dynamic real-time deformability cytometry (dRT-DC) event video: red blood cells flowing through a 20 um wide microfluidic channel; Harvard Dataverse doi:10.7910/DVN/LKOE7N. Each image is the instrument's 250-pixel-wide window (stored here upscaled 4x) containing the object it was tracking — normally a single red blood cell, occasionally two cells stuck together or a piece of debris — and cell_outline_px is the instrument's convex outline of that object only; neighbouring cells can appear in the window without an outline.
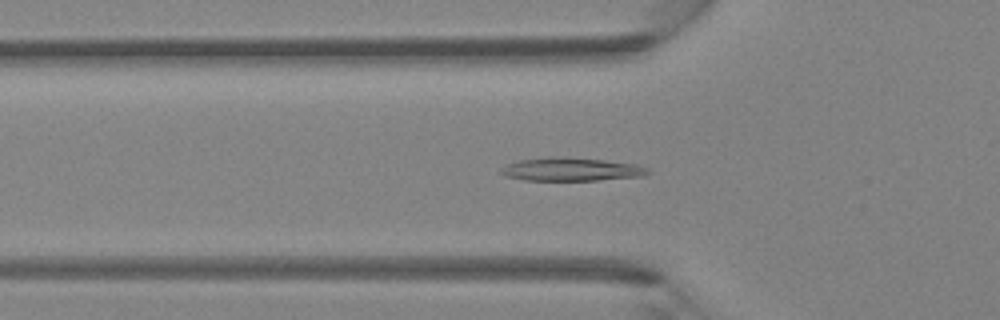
{"species": "Egyptian fruit bat (a non-hibernating species)", "species_latin": "Rousettus aegyptiacus", "temperature_condition": "room temperature", "stored_images_in_passage": 46, "camera_frame_rate_fps": 3000, "um_per_image_px": 0.085, "animal": {"sex": "female"}, "frame": {"image": 1, "passage_image": 15, "time_ms": 4.667, "image_size_px": [1000, 320], "cell_outline_px": [[652, 172], [644, 176], [596, 180], [524, 180], [504, 176], [500, 172], [500, 168], [504, 164], [520, 160], [548, 156], [568, 156], [604, 160], [636, 164], [648, 168]], "centroid_in_image_um": [48.53, 14.38], "position_along_channel_um": 77.3, "area_um2": 20.29}}
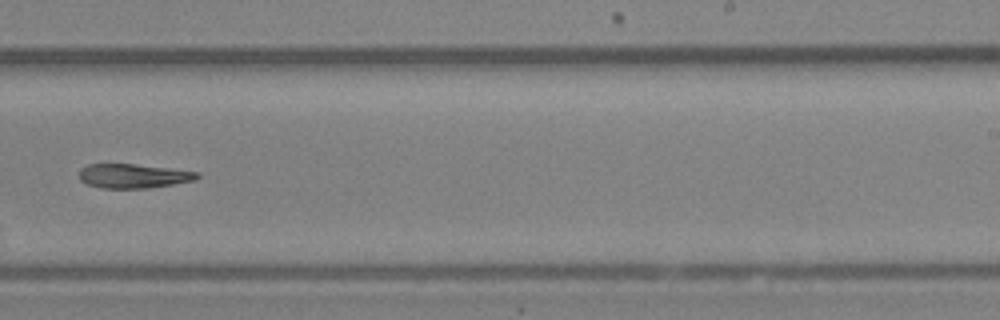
{"frame": {"image": 2, "passage_image": 29, "time_ms": 9.333, "image_size_px": [1000, 320], "cell_outline_px": [[200, 176], [196, 180], [148, 188], [104, 188], [88, 184], [80, 180], [80, 168], [88, 164], [136, 164], [200, 172]], "centroid_in_image_um": [11.35, 14.95], "position_along_channel_um": 277.6, "area_um2": 16.59}}
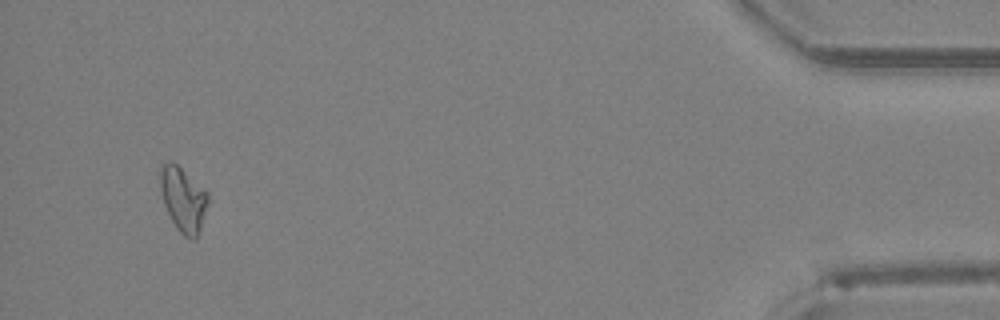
{"frame": {"image": 3, "passage_image": 44, "time_ms": 14.333, "image_size_px": [1000, 320], "cell_outline_px": [[208, 204], [196, 240], [192, 240], [184, 236], [176, 228], [164, 204], [160, 188], [160, 168], [168, 160], [172, 160], [208, 192]], "centroid_in_image_um": [15.57, 16.94], "position_along_channel_um": 419.6, "area_um2": 17.86}, "authors_computed_cell_mechanics": {"area_um2": 18.1492, "velocity_mm_per_s": 4.2993, "shape_relaxation_time_tau1_ms": 3.7445, "shape_relaxation_time_tau2_ms": null, "deformation_change_tau1": 0.1322, "deformation_change_tau2": null}}